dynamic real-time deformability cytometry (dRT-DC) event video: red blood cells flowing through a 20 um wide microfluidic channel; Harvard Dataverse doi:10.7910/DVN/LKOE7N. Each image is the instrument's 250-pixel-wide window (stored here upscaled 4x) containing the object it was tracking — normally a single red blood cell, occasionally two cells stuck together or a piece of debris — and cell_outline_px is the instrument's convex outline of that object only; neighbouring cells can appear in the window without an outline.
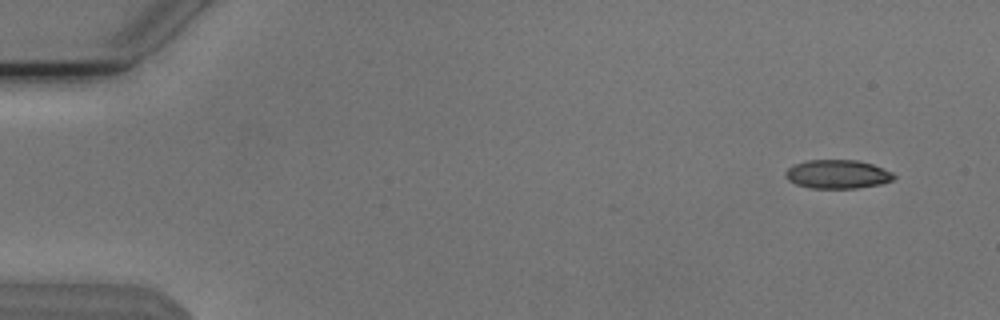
{"species": "Egyptian fruit bat (a non-hibernating species)", "species_latin": "Rousettus aegyptiacus", "temperature_condition": "cold", "stored_images_in_passage": 14, "camera_frame_rate_fps": 3000, "um_per_image_px": 0.085, "animal": {"sex": "male"}, "frame": {"image": 1, "passage_image": 1, "time_ms": 0.0, "image_size_px": [1000, 320], "cell_outline_px": [[896, 176], [892, 180], [880, 184], [856, 188], [812, 188], [796, 184], [788, 180], [784, 176], [784, 172], [792, 164], [808, 160], [856, 160], [872, 164], [892, 172]], "centroid_in_image_um": [71.15, 14.8], "position_along_channel_um": 13.9, "area_um2": 18.15}}
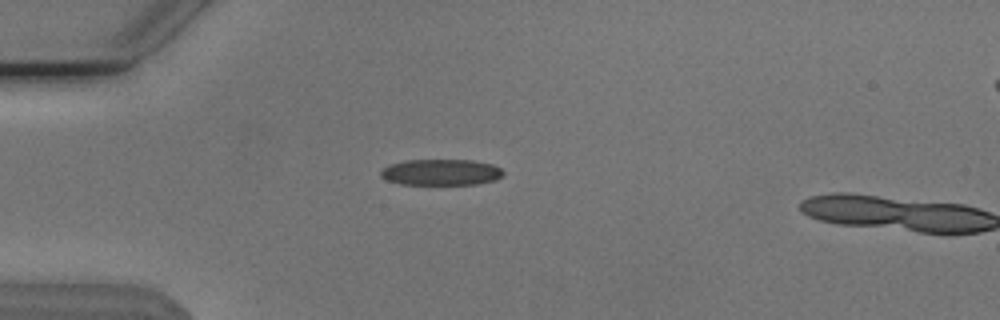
{"frame": {"image": 2, "passage_image": 12, "time_ms": 3.667, "image_size_px": [1000, 320], "cell_outline_px": [[504, 176], [496, 180], [476, 184], [400, 184], [388, 180], [380, 176], [380, 172], [388, 164], [404, 160], [472, 160], [492, 164], [500, 168], [504, 172]], "centroid_in_image_um": [37.5, 14.63], "position_along_channel_um": 47.5, "area_um2": 18.73}}